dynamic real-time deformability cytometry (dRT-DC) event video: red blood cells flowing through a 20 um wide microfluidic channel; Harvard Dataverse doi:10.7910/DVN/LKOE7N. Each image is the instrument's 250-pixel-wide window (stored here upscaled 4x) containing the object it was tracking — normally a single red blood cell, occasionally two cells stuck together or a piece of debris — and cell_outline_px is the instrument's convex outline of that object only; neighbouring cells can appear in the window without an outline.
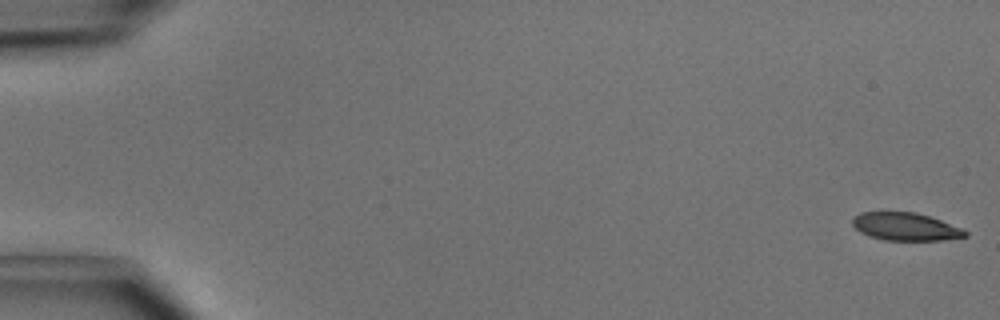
{"species": "common noctule bat (a hibernating species)", "species_latin": "Nyctalus noctula", "temperature_condition": "cold", "stored_images_in_passage": 50, "camera_frame_rate_fps": 3000, "um_per_image_px": 0.085, "animal": {"sex": "male", "body_mass_g": 15.6}, "frame": {"image": 1, "passage_image": 1, "time_ms": 0.0, "image_size_px": [1000, 320], "cell_outline_px": [[968, 236], [944, 240], [884, 240], [868, 236], [860, 232], [852, 224], [852, 216], [860, 212], [916, 212], [964, 228], [968, 232]], "centroid_in_image_um": [76.97, 19.26], "position_along_channel_um": 8.0, "area_um2": 18.44}}
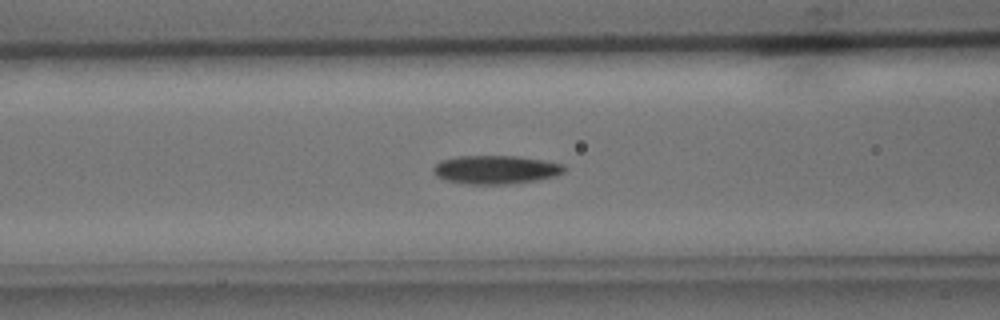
{"frame": {"image": 2, "passage_image": 21, "time_ms": 6.667, "image_size_px": [1000, 320], "cell_outline_px": [[568, 168], [564, 172], [556, 176], [536, 180], [508, 184], [464, 184], [444, 180], [436, 176], [432, 172], [432, 168], [440, 160], [460, 156], [520, 156], [544, 160], [564, 164]], "centroid_in_image_um": [42.14, 14.42], "position_along_channel_um": 124.5, "area_um2": 22.08}}
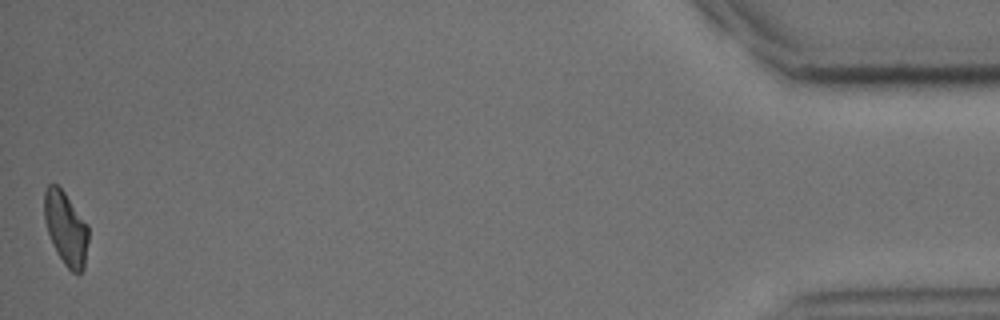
{"frame": {"image": 3, "passage_image": 50, "time_ms": 16.333, "image_size_px": [1000, 320], "cell_outline_px": [[88, 240], [84, 268], [80, 272], [72, 272], [64, 264], [48, 232], [44, 216], [44, 192], [48, 184], [56, 184], [64, 192], [88, 224]], "centroid_in_image_um": [5.61, 19.38], "position_along_channel_um": 429.6, "area_um2": 18.5}, "authors_computed_cell_mechanics": {"area_um2": 20.1433, "velocity_mm_per_s": 4.0552, "shape_relaxation_time_tau1_ms": 2.7557, "shape_relaxation_time_tau2_ms": null, "deformation_change_tau1": 0.1282, "deformation_change_tau2": null}}